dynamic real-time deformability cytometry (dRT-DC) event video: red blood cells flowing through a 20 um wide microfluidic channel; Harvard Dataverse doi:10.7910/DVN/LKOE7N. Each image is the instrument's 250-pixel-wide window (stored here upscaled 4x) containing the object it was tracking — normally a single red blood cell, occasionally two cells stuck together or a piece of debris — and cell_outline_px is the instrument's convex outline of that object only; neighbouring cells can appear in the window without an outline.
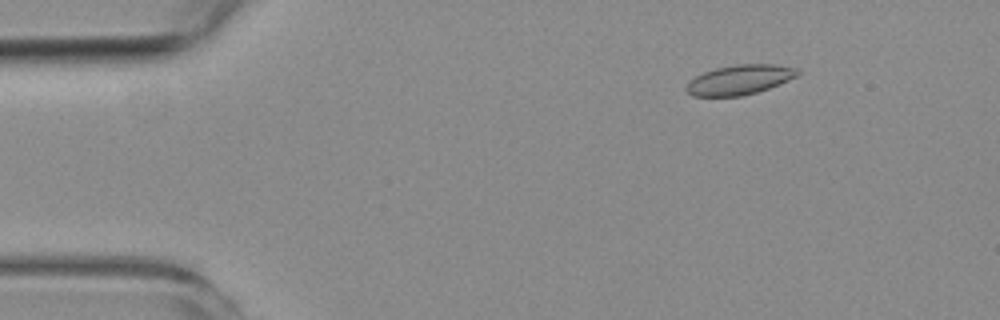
{"species": "common noctule bat (a hibernating species)", "species_latin": "Nyctalus noctula", "temperature_condition": "room temperature", "stored_images_in_passage": 3, "camera_frame_rate_fps": 3000, "um_per_image_px": 0.085, "animal": {"sex": "female", "body_mass_g": 19.3, "forearm_length_mm": 54.1}, "frame": {"image": 1, "passage_image": 1, "time_ms": 0.0, "image_size_px": [1000, 320], "cell_outline_px": [[800, 72], [796, 76], [788, 80], [768, 88], [756, 92], [740, 96], [692, 96], [684, 88], [688, 80], [704, 72], [716, 68], [736, 64], [772, 64], [796, 68]], "centroid_in_image_um": [62.81, 6.78], "position_along_channel_um": 22.2, "area_um2": 19.13}}